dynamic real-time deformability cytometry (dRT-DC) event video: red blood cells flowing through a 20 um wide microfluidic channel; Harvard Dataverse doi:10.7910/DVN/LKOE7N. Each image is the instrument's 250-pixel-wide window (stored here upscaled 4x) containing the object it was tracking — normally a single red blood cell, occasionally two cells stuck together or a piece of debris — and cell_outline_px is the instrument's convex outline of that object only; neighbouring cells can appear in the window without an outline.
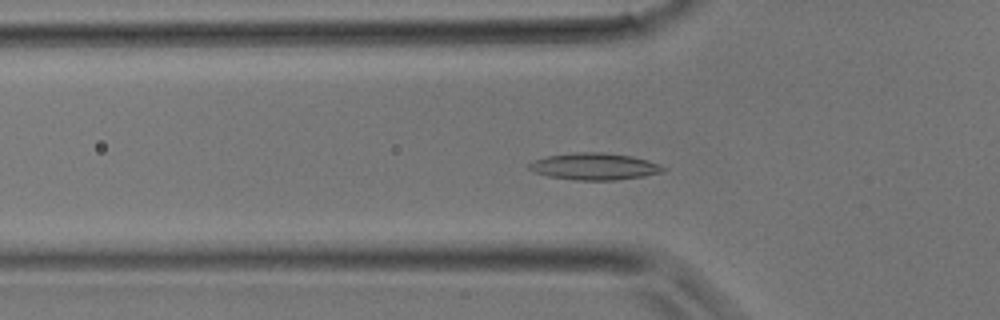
{"species": "common noctule bat (a hibernating species)", "species_latin": "Nyctalus noctula", "temperature_condition": "room temperature", "stored_images_in_passage": 35, "camera_frame_rate_fps": 3000, "um_per_image_px": 0.085, "animal": {"sex": "male", "body_mass_g": 17.9}, "frame": {"image": 1, "passage_image": 12, "time_ms": 3.667, "image_size_px": [1000, 320], "cell_outline_px": [[668, 168], [664, 172], [644, 176], [616, 180], [572, 180], [548, 176], [536, 172], [528, 168], [528, 164], [536, 160], [548, 156], [572, 152], [600, 152], [632, 156], [648, 160], [660, 164]], "centroid_in_image_um": [50.58, 14.15], "position_along_channel_um": 75.2, "area_um2": 21.04}}
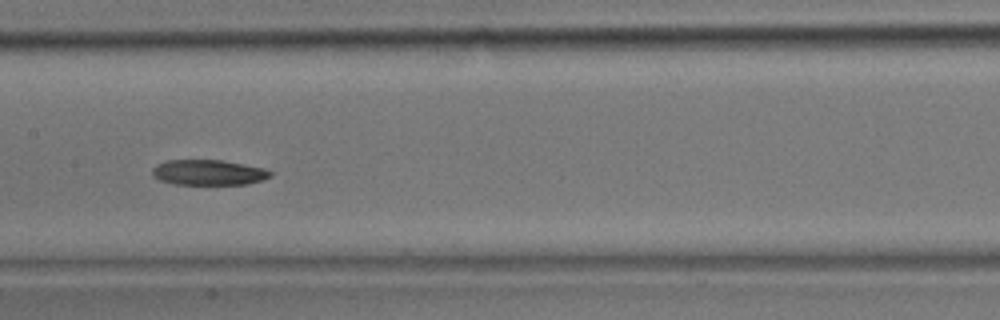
{"frame": {"image": 2, "passage_image": 18, "time_ms": 5.667, "image_size_px": [1000, 320], "cell_outline_px": [[272, 176], [248, 184], [176, 184], [160, 180], [152, 176], [152, 168], [156, 164], [168, 160], [220, 160], [264, 168], [272, 172]], "centroid_in_image_um": [17.69, 14.66], "position_along_channel_um": 189.7, "area_um2": 17.34}}
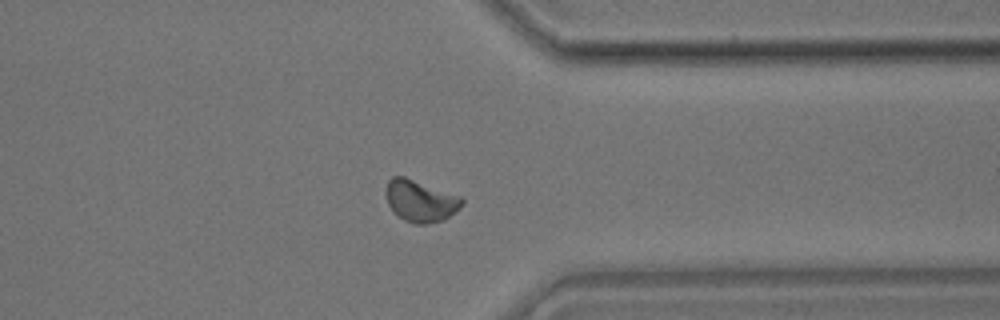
{"frame": {"image": 3, "passage_image": 28, "time_ms": 9.0, "image_size_px": [1000, 320], "cell_outline_px": [[464, 204], [460, 208], [444, 220], [428, 224], [412, 224], [404, 220], [392, 212], [388, 204], [384, 192], [388, 180], [392, 176], [404, 176], [464, 196]], "centroid_in_image_um": [35.75, 17.07], "position_along_channel_um": 375.7, "area_um2": 19.13}}